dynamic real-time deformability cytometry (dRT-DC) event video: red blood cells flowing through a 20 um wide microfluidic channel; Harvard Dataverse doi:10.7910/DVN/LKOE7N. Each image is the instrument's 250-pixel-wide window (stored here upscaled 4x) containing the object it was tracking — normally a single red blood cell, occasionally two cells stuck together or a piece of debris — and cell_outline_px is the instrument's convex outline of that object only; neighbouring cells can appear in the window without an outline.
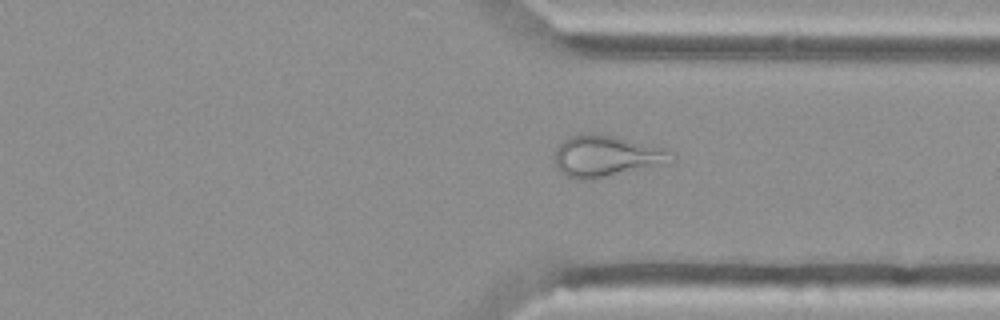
{"species": "Egyptian fruit bat (a non-hibernating species)", "species_latin": "Rousettus aegyptiacus", "temperature_condition": "cold", "stored_images_in_passage": 54, "camera_frame_rate_fps": 3000, "um_per_image_px": 0.085, "animal": {"sex": "female"}, "frame": {"image": 1, "passage_image": 41, "time_ms": 13.333, "image_size_px": [1000, 320], "cell_outline_px": [[676, 160], [668, 164], [588, 180], [576, 180], [560, 172], [556, 164], [556, 148], [564, 140], [572, 136], [592, 132], [600, 132], [616, 136], [660, 148], [676, 156]], "centroid_in_image_um": [51.54, 13.27], "position_along_channel_um": 359.9, "area_um2": 28.09}}
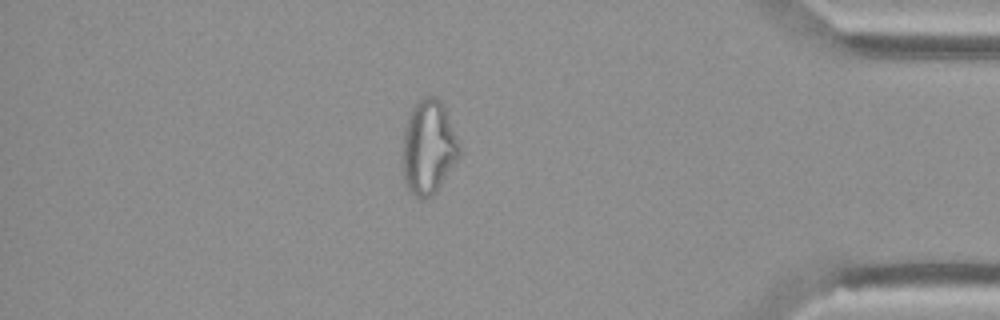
{"frame": {"image": 2, "passage_image": 47, "time_ms": 15.333, "image_size_px": [1000, 320], "cell_outline_px": [[460, 156], [436, 192], [432, 196], [424, 200], [416, 196], [408, 188], [404, 180], [404, 128], [408, 116], [416, 100], [420, 96], [436, 96], [440, 100], [444, 108], [460, 144]], "centroid_in_image_um": [36.43, 12.5], "position_along_channel_um": 398.8, "area_um2": 30.98}}